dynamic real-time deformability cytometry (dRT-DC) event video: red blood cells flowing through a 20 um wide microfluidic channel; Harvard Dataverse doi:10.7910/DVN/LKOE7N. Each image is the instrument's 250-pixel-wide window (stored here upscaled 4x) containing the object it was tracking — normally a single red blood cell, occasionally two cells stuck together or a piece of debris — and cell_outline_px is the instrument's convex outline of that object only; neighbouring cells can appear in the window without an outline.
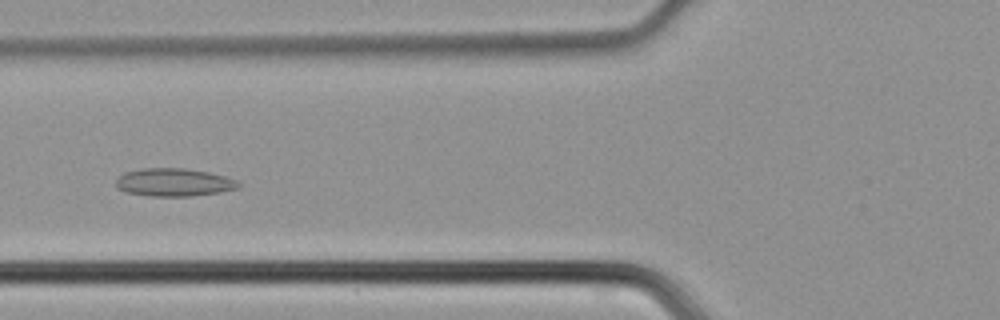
{"species": "common noctule bat (a hibernating species)", "species_latin": "Nyctalus noctula", "temperature_condition": "cold", "stored_images_in_passage": 45, "camera_frame_rate_fps": 3000, "um_per_image_px": 0.085, "animal": {"sex": "male", "body_mass_g": 21.5, "forearm_length_mm": 52.0}, "frame": {"image": 1, "passage_image": 16, "time_ms": 5.0, "image_size_px": [1000, 320], "cell_outline_px": [[240, 188], [220, 192], [192, 196], [148, 196], [124, 192], [116, 188], [116, 180], [124, 172], [140, 168], [184, 168], [208, 172], [224, 176], [236, 180], [240, 184]], "centroid_in_image_um": [14.75, 15.5], "position_along_channel_um": 111.0, "area_um2": 20.11}}
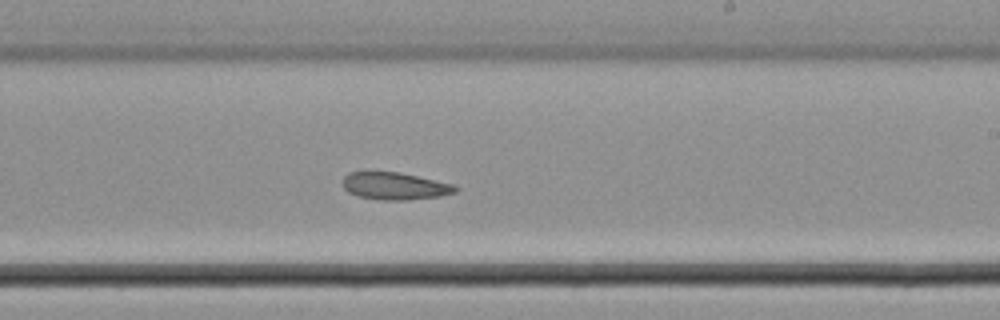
{"frame": {"image": 2, "passage_image": 26, "time_ms": 8.333, "image_size_px": [1000, 320], "cell_outline_px": [[460, 188], [456, 192], [440, 196], [408, 200], [380, 200], [360, 196], [348, 192], [344, 188], [344, 176], [348, 172], [400, 172], [452, 184]], "centroid_in_image_um": [33.58, 15.81], "position_along_channel_um": 255.4, "area_um2": 17.8}}
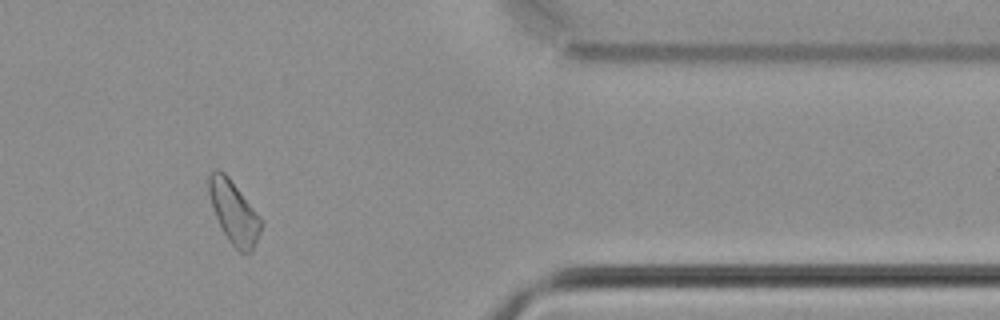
{"frame": {"image": 3, "passage_image": 37, "time_ms": 12.0, "image_size_px": [1000, 320], "cell_outline_px": [[264, 224], [252, 252], [244, 256], [228, 240], [216, 216], [208, 192], [208, 176], [216, 168], [224, 172], [228, 176], [264, 220]], "centroid_in_image_um": [19.93, 18.07], "position_along_channel_um": 391.5, "area_um2": 19.25}}